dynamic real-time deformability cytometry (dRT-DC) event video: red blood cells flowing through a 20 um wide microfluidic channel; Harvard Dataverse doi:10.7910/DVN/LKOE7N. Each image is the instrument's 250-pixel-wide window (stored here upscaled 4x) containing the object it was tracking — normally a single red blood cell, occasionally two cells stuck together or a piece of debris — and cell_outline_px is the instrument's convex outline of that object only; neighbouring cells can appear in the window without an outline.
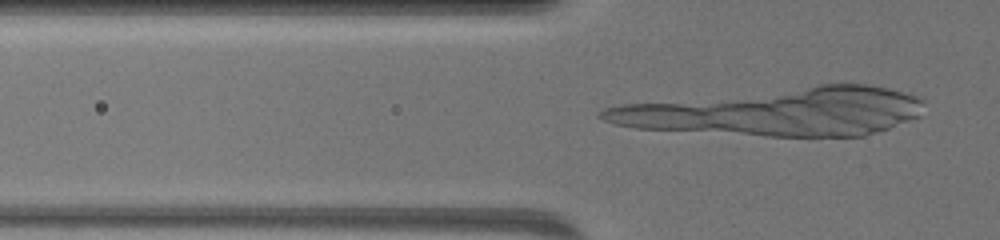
{"species": "common noctule bat (a hibernating species)", "species_latin": "Nyctalus noctula", "temperature_condition": "warm", "stored_images_in_passage": 12, "camera_frame_rate_fps": 3000, "um_per_image_px": 0.085, "animal": {"sex": "female", "body_mass_g": 19.5, "forearm_length_mm": 54.1}, "frame": {"image": 1, "passage_image": 10, "time_ms": 3.0, "image_size_px": [1000, 240], "cell_outline_px": [[544, 220], [528, 220], [416, 216], [408, 208], [420, 204], [532, 208], [544, 212]], "centroid_in_image_um": [40.57, 18.04], "position_along_channel_um": 85.2, "area_um2": 11.33}}